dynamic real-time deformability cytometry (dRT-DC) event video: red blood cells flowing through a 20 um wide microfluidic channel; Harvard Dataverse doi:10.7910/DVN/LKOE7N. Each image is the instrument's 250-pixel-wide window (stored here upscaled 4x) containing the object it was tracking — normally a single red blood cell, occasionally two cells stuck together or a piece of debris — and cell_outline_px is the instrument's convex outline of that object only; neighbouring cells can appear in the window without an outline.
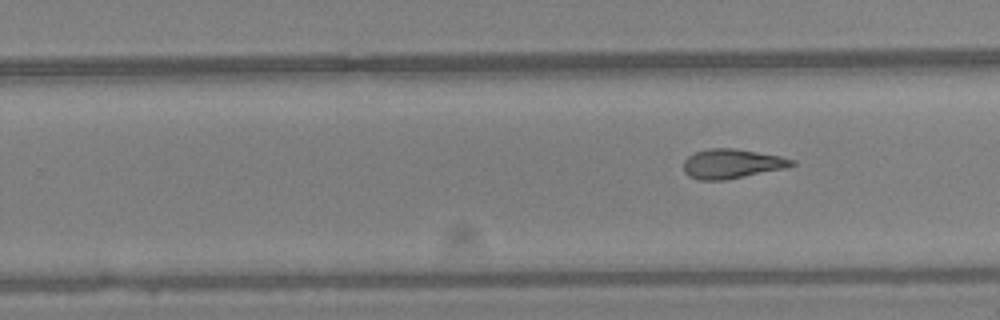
{"species": "Egyptian fruit bat (a non-hibernating species)", "species_latin": "Rousettus aegyptiacus", "temperature_condition": "warm", "stored_images_in_passage": 9, "camera_frame_rate_fps": 3000, "um_per_image_px": 0.085, "animal": {"sex": "female"}, "frame": {"image": 1, "passage_image": 9, "time_ms": 2.667, "image_size_px": [1000, 320], "cell_outline_px": [[796, 164], [784, 168], [724, 180], [700, 180], [688, 176], [684, 172], [684, 160], [688, 156], [696, 152], [708, 148], [736, 148], [780, 156], [796, 160]], "centroid_in_image_um": [62.19, 13.91], "position_along_channel_um": 267.6, "area_um2": 18.5}}